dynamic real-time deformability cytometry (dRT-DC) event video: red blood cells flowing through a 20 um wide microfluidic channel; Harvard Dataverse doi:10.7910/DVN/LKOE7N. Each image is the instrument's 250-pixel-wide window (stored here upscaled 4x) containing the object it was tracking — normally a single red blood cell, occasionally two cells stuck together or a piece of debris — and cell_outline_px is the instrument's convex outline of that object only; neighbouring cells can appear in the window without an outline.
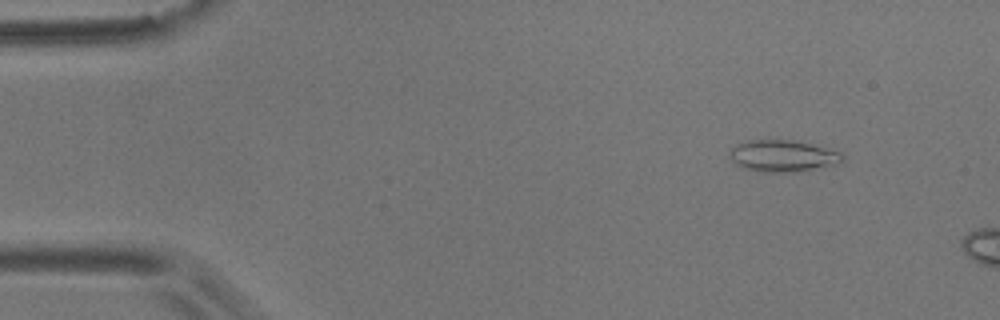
{"species": "common noctule bat (a hibernating species)", "species_latin": "Nyctalus noctula", "temperature_condition": "room temperature", "stored_images_in_passage": 4, "camera_frame_rate_fps": 3000, "um_per_image_px": 0.085, "animal": {"sex": "male", "body_mass_g": 17.9}, "frame": {"image": 1, "passage_image": 2, "time_ms": 1.333, "image_size_px": [1000, 320], "cell_outline_px": [[844, 160], [832, 164], [800, 172], [756, 172], [732, 164], [728, 152], [736, 144], [744, 140], [792, 140], [840, 152], [844, 156]], "centroid_in_image_um": [66.43, 13.26], "position_along_channel_um": 18.6, "area_um2": 20.87}}